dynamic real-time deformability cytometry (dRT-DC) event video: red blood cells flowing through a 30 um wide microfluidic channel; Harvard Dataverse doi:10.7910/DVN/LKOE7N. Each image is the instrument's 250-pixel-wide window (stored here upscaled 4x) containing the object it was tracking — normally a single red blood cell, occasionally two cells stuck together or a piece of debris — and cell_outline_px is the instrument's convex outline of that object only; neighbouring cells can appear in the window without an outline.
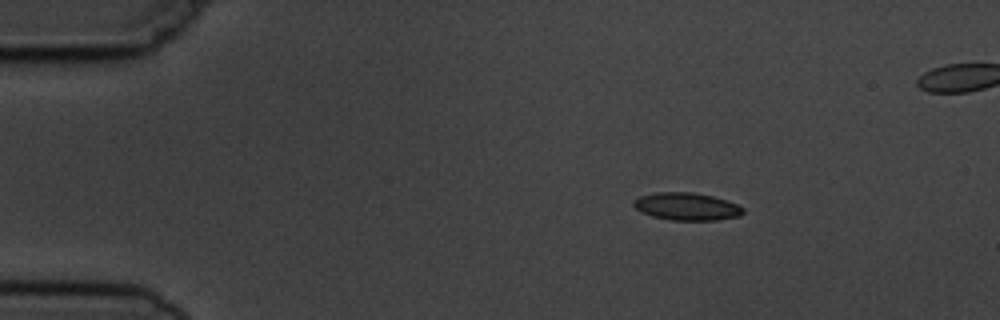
{"species": "common noctule bat (a hibernating species)", "species_latin": "Nyctalus noctula", "temperature_condition": "cold", "stored_images_in_passage": 4, "camera_frame_rate_fps": 3000, "um_per_image_px": 0.085, "animal": {"sex": "male", "body_mass_g": 19.5, "forearm_length_mm": 54.6}, "frame": {"image": 1, "passage_image": 1, "time_ms": 0.0, "image_size_px": [1000, 320], "cell_outline_px": [[744, 212], [740, 216], [716, 220], [672, 220], [652, 216], [640, 212], [632, 204], [632, 200], [640, 196], [656, 192], [692, 192], [712, 196], [736, 204], [744, 208]], "centroid_in_image_um": [58.34, 17.55], "position_along_channel_um": 26.7, "area_um2": 17.57}}